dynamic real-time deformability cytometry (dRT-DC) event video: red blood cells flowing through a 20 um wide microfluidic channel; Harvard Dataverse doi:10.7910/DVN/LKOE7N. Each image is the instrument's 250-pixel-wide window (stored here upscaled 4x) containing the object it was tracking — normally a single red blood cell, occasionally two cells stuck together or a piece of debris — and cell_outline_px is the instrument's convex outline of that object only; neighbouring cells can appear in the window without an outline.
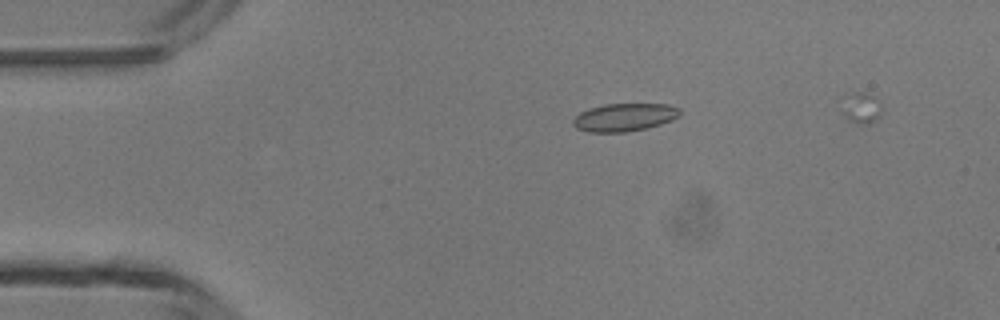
{"species": "common noctule bat (a hibernating species)", "species_latin": "Nyctalus noctula", "temperature_condition": "room temperature", "stored_images_in_passage": 34, "camera_frame_rate_fps": 3000, "um_per_image_px": 0.085, "animal": {"sex": "male", "body_mass_g": 13.3}, "frame": {"image": 1, "passage_image": 1, "time_ms": 0.0, "image_size_px": [1000, 320], "cell_outline_px": [[680, 116], [672, 120], [660, 124], [644, 128], [624, 132], [588, 132], [576, 128], [572, 124], [572, 120], [580, 112], [588, 108], [604, 104], [668, 104], [680, 108]], "centroid_in_image_um": [53.05, 9.96], "position_along_channel_um": 31.9, "area_um2": 17.4}}
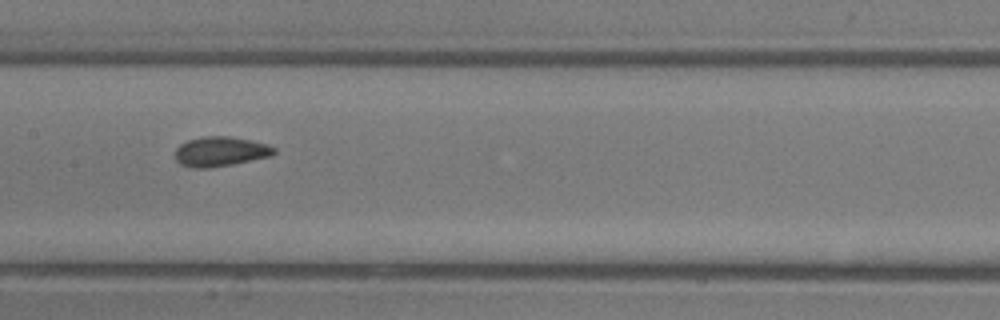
{"frame": {"image": 2, "passage_image": 15, "time_ms": 4.667, "image_size_px": [1000, 320], "cell_outline_px": [[276, 152], [272, 156], [232, 164], [208, 168], [192, 168], [180, 164], [176, 160], [176, 148], [180, 144], [188, 140], [204, 136], [228, 136], [268, 144], [276, 148]], "centroid_in_image_um": [18.74, 12.88], "position_along_channel_um": 188.7, "area_um2": 17.11}}
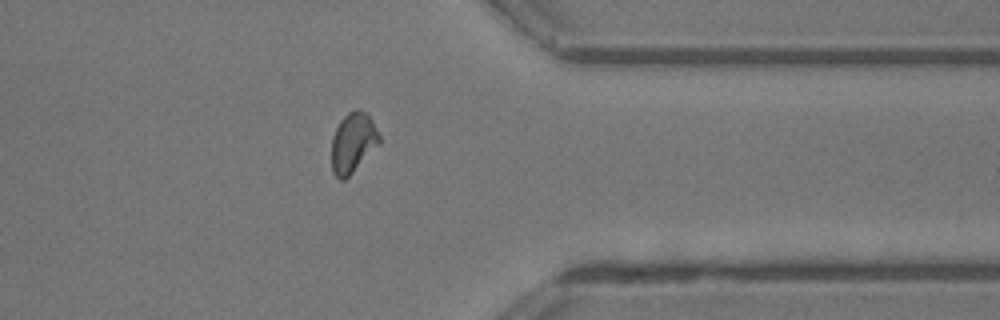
{"frame": {"image": 3, "passage_image": 29, "time_ms": 9.333, "image_size_px": [1000, 320], "cell_outline_px": [[380, 144], [344, 180], [340, 180], [332, 172], [332, 136], [340, 120], [348, 112], [356, 108], [360, 108], [372, 120], [380, 136]], "centroid_in_image_um": [30.0, 12.11], "position_along_channel_um": 381.4, "area_um2": 16.65}}